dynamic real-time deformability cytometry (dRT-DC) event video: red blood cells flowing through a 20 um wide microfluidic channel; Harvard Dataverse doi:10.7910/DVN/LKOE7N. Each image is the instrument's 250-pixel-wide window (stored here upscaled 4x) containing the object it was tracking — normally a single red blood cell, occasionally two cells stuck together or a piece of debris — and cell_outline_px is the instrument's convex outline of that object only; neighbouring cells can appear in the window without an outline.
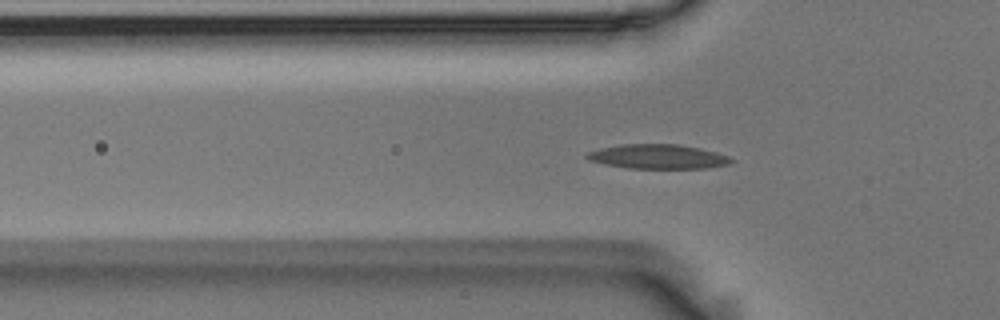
{"species": "Egyptian fruit bat (a non-hibernating species)", "species_latin": "Rousettus aegyptiacus", "temperature_condition": "room temperature", "stored_images_in_passage": 52, "camera_frame_rate_fps": 3000, "um_per_image_px": 0.085, "animal": {"sex": "male"}, "frame": {"image": 1, "passage_image": 13, "time_ms": 4.0, "image_size_px": [1000, 320], "cell_outline_px": [[736, 160], [728, 164], [708, 168], [628, 168], [604, 164], [588, 160], [584, 156], [584, 152], [600, 148], [620, 144], [680, 144], [700, 148], [716, 152], [728, 156]], "centroid_in_image_um": [55.88, 13.3], "position_along_channel_um": 69.9, "area_um2": 20.75}}
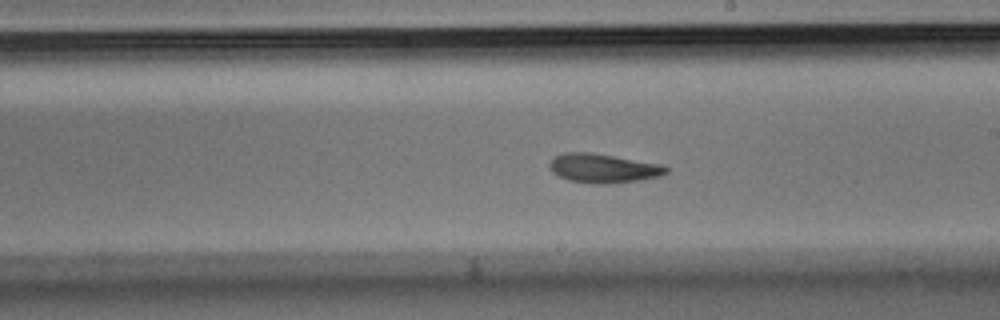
{"frame": {"image": 2, "passage_image": 27, "time_ms": 8.667, "image_size_px": [1000, 320], "cell_outline_px": [[668, 172], [660, 176], [612, 184], [596, 184], [568, 180], [552, 172], [548, 164], [552, 156], [564, 152], [592, 152], [660, 164], [668, 168]], "centroid_in_image_um": [51.22, 14.29], "position_along_channel_um": 237.8, "area_um2": 19.83}}
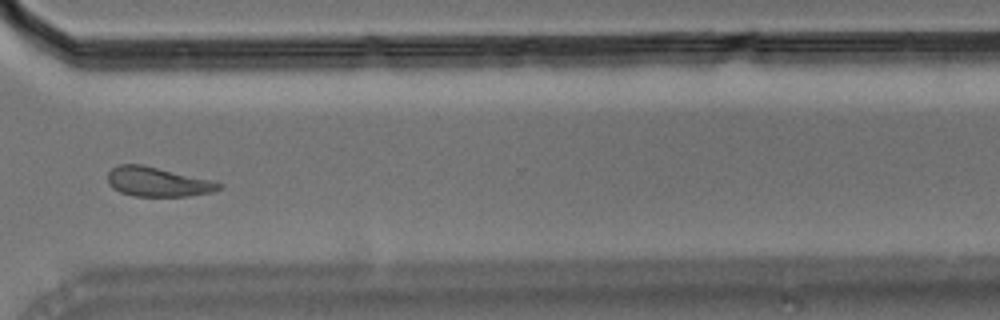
{"frame": {"image": 3, "passage_image": 37, "time_ms": 12.0, "image_size_px": [1000, 320], "cell_outline_px": [[224, 184], [220, 188], [208, 192], [188, 196], [132, 196], [120, 192], [112, 188], [108, 184], [108, 172], [116, 164], [140, 164], [212, 180]], "centroid_in_image_um": [13.34, 15.45], "position_along_channel_um": 357.3, "area_um2": 18.96}, "authors_computed_cell_mechanics": {"area_um2": 19.6809, "velocity_mm_per_s": 3.5852, "shape_relaxation_time_tau1_ms": 5.8346, "shape_relaxation_time_tau2_ms": 9.485, "deformation_change_tau1": 0.1466, "deformation_change_tau2": 0.1802}}